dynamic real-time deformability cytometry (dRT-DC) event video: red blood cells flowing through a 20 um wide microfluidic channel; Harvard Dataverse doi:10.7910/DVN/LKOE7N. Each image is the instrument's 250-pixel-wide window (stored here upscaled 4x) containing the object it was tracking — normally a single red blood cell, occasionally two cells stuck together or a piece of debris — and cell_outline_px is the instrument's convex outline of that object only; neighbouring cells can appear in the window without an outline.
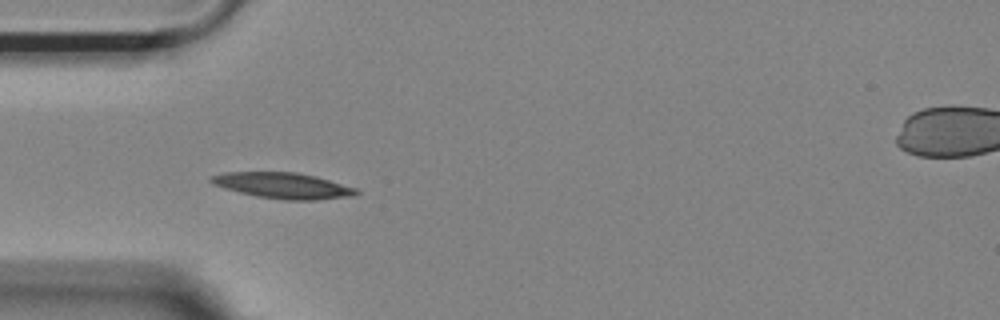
{"species": "Egyptian fruit bat (a non-hibernating species)", "species_latin": "Rousettus aegyptiacus", "temperature_condition": "room temperature", "stored_images_in_passage": 39, "camera_frame_rate_fps": 3000, "um_per_image_px": 0.085, "animal": {"sex": "female"}, "frame": {"image": 1, "passage_image": 1, "time_ms": 0.0, "image_size_px": [1000, 320], "cell_outline_px": [[360, 192], [356, 196], [316, 200], [284, 200], [256, 196], [224, 188], [208, 180], [212, 176], [224, 172], [296, 172], [316, 176], [356, 188]], "centroid_in_image_um": [24.11, 15.78], "position_along_channel_um": 60.9, "area_um2": 21.85}}
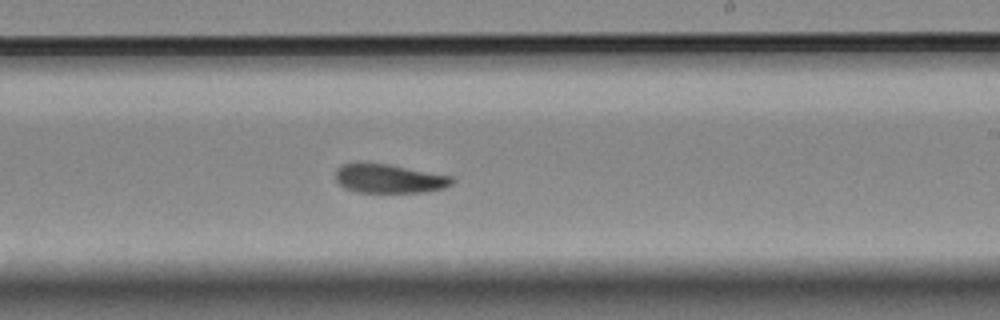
{"frame": {"image": 2, "passage_image": 17, "time_ms": 5.333, "image_size_px": [1000, 320], "cell_outline_px": [[456, 180], [452, 184], [444, 188], [424, 192], [356, 192], [344, 188], [336, 180], [336, 168], [344, 164], [388, 164], [452, 176]], "centroid_in_image_um": [33.11, 15.2], "position_along_channel_um": 255.9, "area_um2": 19.42}}
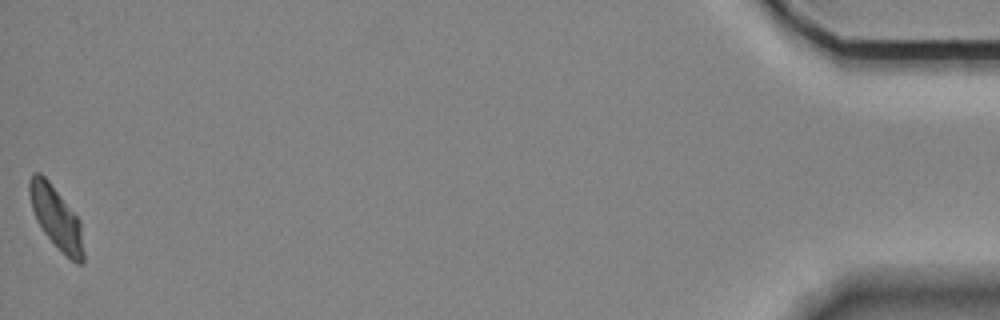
{"frame": {"image": 3, "passage_image": 39, "time_ms": 12.667, "image_size_px": [1000, 320], "cell_outline_px": [[84, 264], [76, 264], [44, 232], [36, 220], [32, 208], [28, 192], [28, 180], [32, 172], [40, 172], [48, 180], [80, 220], [84, 252]], "centroid_in_image_um": [4.77, 18.47], "position_along_channel_um": 430.4, "area_um2": 19.36}, "authors_computed_cell_mechanics": {"area_um2": 20.0566, "velocity_mm_per_s": 3.6767, "shape_relaxation_time_tau1_ms": 4.9509, "shape_relaxation_time_tau2_ms": 3.581, "deformation_change_tau1": 0.1474, "deformation_change_tau2": 0.0883}}